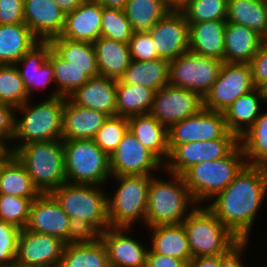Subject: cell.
<instances>
[{
	"label": "cell",
	"mask_w": 267,
	"mask_h": 267,
	"mask_svg": "<svg viewBox=\"0 0 267 267\" xmlns=\"http://www.w3.org/2000/svg\"><path fill=\"white\" fill-rule=\"evenodd\" d=\"M266 195L267 167L246 164L223 191L208 201L211 203L204 205L240 241H249Z\"/></svg>",
	"instance_id": "1"
},
{
	"label": "cell",
	"mask_w": 267,
	"mask_h": 267,
	"mask_svg": "<svg viewBox=\"0 0 267 267\" xmlns=\"http://www.w3.org/2000/svg\"><path fill=\"white\" fill-rule=\"evenodd\" d=\"M32 102L29 99L25 104L15 109L12 154L24 144L62 140L65 97H46L40 102H35L37 104ZM17 112L22 114V118Z\"/></svg>",
	"instance_id": "2"
},
{
	"label": "cell",
	"mask_w": 267,
	"mask_h": 267,
	"mask_svg": "<svg viewBox=\"0 0 267 267\" xmlns=\"http://www.w3.org/2000/svg\"><path fill=\"white\" fill-rule=\"evenodd\" d=\"M166 173L170 179L166 180L157 175L151 177L147 198L146 228L180 224L198 206L186 187L182 175Z\"/></svg>",
	"instance_id": "3"
},
{
	"label": "cell",
	"mask_w": 267,
	"mask_h": 267,
	"mask_svg": "<svg viewBox=\"0 0 267 267\" xmlns=\"http://www.w3.org/2000/svg\"><path fill=\"white\" fill-rule=\"evenodd\" d=\"M245 165L243 150L238 144L224 158L195 164L182 177L194 201L204 205L223 191Z\"/></svg>",
	"instance_id": "4"
},
{
	"label": "cell",
	"mask_w": 267,
	"mask_h": 267,
	"mask_svg": "<svg viewBox=\"0 0 267 267\" xmlns=\"http://www.w3.org/2000/svg\"><path fill=\"white\" fill-rule=\"evenodd\" d=\"M13 154L41 193H51L66 183L63 140L24 144Z\"/></svg>",
	"instance_id": "5"
},
{
	"label": "cell",
	"mask_w": 267,
	"mask_h": 267,
	"mask_svg": "<svg viewBox=\"0 0 267 267\" xmlns=\"http://www.w3.org/2000/svg\"><path fill=\"white\" fill-rule=\"evenodd\" d=\"M154 175H112L116 191L107 196L110 227L132 228L136 222L145 225L148 190ZM113 196V197H112Z\"/></svg>",
	"instance_id": "6"
},
{
	"label": "cell",
	"mask_w": 267,
	"mask_h": 267,
	"mask_svg": "<svg viewBox=\"0 0 267 267\" xmlns=\"http://www.w3.org/2000/svg\"><path fill=\"white\" fill-rule=\"evenodd\" d=\"M182 225L192 258L224 255L240 241L206 205H198Z\"/></svg>",
	"instance_id": "7"
},
{
	"label": "cell",
	"mask_w": 267,
	"mask_h": 267,
	"mask_svg": "<svg viewBox=\"0 0 267 267\" xmlns=\"http://www.w3.org/2000/svg\"><path fill=\"white\" fill-rule=\"evenodd\" d=\"M66 182L106 186L112 174L110 158L93 139L63 141Z\"/></svg>",
	"instance_id": "8"
},
{
	"label": "cell",
	"mask_w": 267,
	"mask_h": 267,
	"mask_svg": "<svg viewBox=\"0 0 267 267\" xmlns=\"http://www.w3.org/2000/svg\"><path fill=\"white\" fill-rule=\"evenodd\" d=\"M105 186L64 183L51 194L69 218L89 222L100 234L110 227Z\"/></svg>",
	"instance_id": "9"
},
{
	"label": "cell",
	"mask_w": 267,
	"mask_h": 267,
	"mask_svg": "<svg viewBox=\"0 0 267 267\" xmlns=\"http://www.w3.org/2000/svg\"><path fill=\"white\" fill-rule=\"evenodd\" d=\"M223 61L188 51L169 61V85L198 93L202 98L217 80Z\"/></svg>",
	"instance_id": "10"
},
{
	"label": "cell",
	"mask_w": 267,
	"mask_h": 267,
	"mask_svg": "<svg viewBox=\"0 0 267 267\" xmlns=\"http://www.w3.org/2000/svg\"><path fill=\"white\" fill-rule=\"evenodd\" d=\"M238 144L239 139L228 131L220 139L168 145L169 156L164 164V171L182 175L195 164L224 158Z\"/></svg>",
	"instance_id": "11"
},
{
	"label": "cell",
	"mask_w": 267,
	"mask_h": 267,
	"mask_svg": "<svg viewBox=\"0 0 267 267\" xmlns=\"http://www.w3.org/2000/svg\"><path fill=\"white\" fill-rule=\"evenodd\" d=\"M254 88L249 64L223 62L217 80L203 98V108L224 112L236 99Z\"/></svg>",
	"instance_id": "12"
},
{
	"label": "cell",
	"mask_w": 267,
	"mask_h": 267,
	"mask_svg": "<svg viewBox=\"0 0 267 267\" xmlns=\"http://www.w3.org/2000/svg\"><path fill=\"white\" fill-rule=\"evenodd\" d=\"M203 108V98L196 92L166 85L154 93L150 114L167 129Z\"/></svg>",
	"instance_id": "13"
},
{
	"label": "cell",
	"mask_w": 267,
	"mask_h": 267,
	"mask_svg": "<svg viewBox=\"0 0 267 267\" xmlns=\"http://www.w3.org/2000/svg\"><path fill=\"white\" fill-rule=\"evenodd\" d=\"M228 131L223 112L202 108L168 128V145L220 139Z\"/></svg>",
	"instance_id": "14"
},
{
	"label": "cell",
	"mask_w": 267,
	"mask_h": 267,
	"mask_svg": "<svg viewBox=\"0 0 267 267\" xmlns=\"http://www.w3.org/2000/svg\"><path fill=\"white\" fill-rule=\"evenodd\" d=\"M109 158L112 175H153L164 167L129 129Z\"/></svg>",
	"instance_id": "15"
},
{
	"label": "cell",
	"mask_w": 267,
	"mask_h": 267,
	"mask_svg": "<svg viewBox=\"0 0 267 267\" xmlns=\"http://www.w3.org/2000/svg\"><path fill=\"white\" fill-rule=\"evenodd\" d=\"M65 242L52 235L21 229L16 261L36 267H59Z\"/></svg>",
	"instance_id": "16"
},
{
	"label": "cell",
	"mask_w": 267,
	"mask_h": 267,
	"mask_svg": "<svg viewBox=\"0 0 267 267\" xmlns=\"http://www.w3.org/2000/svg\"><path fill=\"white\" fill-rule=\"evenodd\" d=\"M148 33L160 58L170 61L189 51V24L181 11L170 10Z\"/></svg>",
	"instance_id": "17"
},
{
	"label": "cell",
	"mask_w": 267,
	"mask_h": 267,
	"mask_svg": "<svg viewBox=\"0 0 267 267\" xmlns=\"http://www.w3.org/2000/svg\"><path fill=\"white\" fill-rule=\"evenodd\" d=\"M131 229L109 227L100 234L110 267H146L149 245L128 235Z\"/></svg>",
	"instance_id": "18"
},
{
	"label": "cell",
	"mask_w": 267,
	"mask_h": 267,
	"mask_svg": "<svg viewBox=\"0 0 267 267\" xmlns=\"http://www.w3.org/2000/svg\"><path fill=\"white\" fill-rule=\"evenodd\" d=\"M69 219L51 193H41L31 203L29 218L24 229L52 235L66 244Z\"/></svg>",
	"instance_id": "19"
},
{
	"label": "cell",
	"mask_w": 267,
	"mask_h": 267,
	"mask_svg": "<svg viewBox=\"0 0 267 267\" xmlns=\"http://www.w3.org/2000/svg\"><path fill=\"white\" fill-rule=\"evenodd\" d=\"M50 50L51 44L49 42H39L15 64L31 99L36 95L34 94L36 90L40 89L44 92L42 89L47 91L49 85L55 84L54 69L48 61Z\"/></svg>",
	"instance_id": "20"
},
{
	"label": "cell",
	"mask_w": 267,
	"mask_h": 267,
	"mask_svg": "<svg viewBox=\"0 0 267 267\" xmlns=\"http://www.w3.org/2000/svg\"><path fill=\"white\" fill-rule=\"evenodd\" d=\"M24 20L40 42H49L61 35L65 13L54 0H24Z\"/></svg>",
	"instance_id": "21"
},
{
	"label": "cell",
	"mask_w": 267,
	"mask_h": 267,
	"mask_svg": "<svg viewBox=\"0 0 267 267\" xmlns=\"http://www.w3.org/2000/svg\"><path fill=\"white\" fill-rule=\"evenodd\" d=\"M102 12L101 4L85 0L77 9L65 14V25L60 37L94 43L100 37Z\"/></svg>",
	"instance_id": "22"
},
{
	"label": "cell",
	"mask_w": 267,
	"mask_h": 267,
	"mask_svg": "<svg viewBox=\"0 0 267 267\" xmlns=\"http://www.w3.org/2000/svg\"><path fill=\"white\" fill-rule=\"evenodd\" d=\"M108 117L103 112L78 106L65 97L62 140L93 139Z\"/></svg>",
	"instance_id": "23"
},
{
	"label": "cell",
	"mask_w": 267,
	"mask_h": 267,
	"mask_svg": "<svg viewBox=\"0 0 267 267\" xmlns=\"http://www.w3.org/2000/svg\"><path fill=\"white\" fill-rule=\"evenodd\" d=\"M116 87V79L97 76L90 78L68 98L78 106L103 112L109 117L116 116Z\"/></svg>",
	"instance_id": "24"
},
{
	"label": "cell",
	"mask_w": 267,
	"mask_h": 267,
	"mask_svg": "<svg viewBox=\"0 0 267 267\" xmlns=\"http://www.w3.org/2000/svg\"><path fill=\"white\" fill-rule=\"evenodd\" d=\"M226 20L189 24V51L224 62Z\"/></svg>",
	"instance_id": "25"
},
{
	"label": "cell",
	"mask_w": 267,
	"mask_h": 267,
	"mask_svg": "<svg viewBox=\"0 0 267 267\" xmlns=\"http://www.w3.org/2000/svg\"><path fill=\"white\" fill-rule=\"evenodd\" d=\"M224 62L249 64L264 43L263 37L250 28L227 22L224 33Z\"/></svg>",
	"instance_id": "26"
},
{
	"label": "cell",
	"mask_w": 267,
	"mask_h": 267,
	"mask_svg": "<svg viewBox=\"0 0 267 267\" xmlns=\"http://www.w3.org/2000/svg\"><path fill=\"white\" fill-rule=\"evenodd\" d=\"M129 130L163 165L169 156L168 129L150 113L127 118Z\"/></svg>",
	"instance_id": "27"
},
{
	"label": "cell",
	"mask_w": 267,
	"mask_h": 267,
	"mask_svg": "<svg viewBox=\"0 0 267 267\" xmlns=\"http://www.w3.org/2000/svg\"><path fill=\"white\" fill-rule=\"evenodd\" d=\"M0 194L23 198H37L41 194L25 166L9 152L0 160Z\"/></svg>",
	"instance_id": "28"
},
{
	"label": "cell",
	"mask_w": 267,
	"mask_h": 267,
	"mask_svg": "<svg viewBox=\"0 0 267 267\" xmlns=\"http://www.w3.org/2000/svg\"><path fill=\"white\" fill-rule=\"evenodd\" d=\"M147 228L152 234L149 238L151 239L149 248L154 253L182 259L187 264L190 262L191 250L182 223Z\"/></svg>",
	"instance_id": "29"
},
{
	"label": "cell",
	"mask_w": 267,
	"mask_h": 267,
	"mask_svg": "<svg viewBox=\"0 0 267 267\" xmlns=\"http://www.w3.org/2000/svg\"><path fill=\"white\" fill-rule=\"evenodd\" d=\"M263 104L265 103L256 87L236 99L223 112L229 132L238 139L243 136L259 117Z\"/></svg>",
	"instance_id": "30"
},
{
	"label": "cell",
	"mask_w": 267,
	"mask_h": 267,
	"mask_svg": "<svg viewBox=\"0 0 267 267\" xmlns=\"http://www.w3.org/2000/svg\"><path fill=\"white\" fill-rule=\"evenodd\" d=\"M39 42L25 23L0 24V65H15Z\"/></svg>",
	"instance_id": "31"
},
{
	"label": "cell",
	"mask_w": 267,
	"mask_h": 267,
	"mask_svg": "<svg viewBox=\"0 0 267 267\" xmlns=\"http://www.w3.org/2000/svg\"><path fill=\"white\" fill-rule=\"evenodd\" d=\"M118 80L123 84L140 85L156 92L169 84V61L163 58L149 61L131 60Z\"/></svg>",
	"instance_id": "32"
},
{
	"label": "cell",
	"mask_w": 267,
	"mask_h": 267,
	"mask_svg": "<svg viewBox=\"0 0 267 267\" xmlns=\"http://www.w3.org/2000/svg\"><path fill=\"white\" fill-rule=\"evenodd\" d=\"M93 44L100 76L118 80L131 62L128 44L105 37Z\"/></svg>",
	"instance_id": "33"
},
{
	"label": "cell",
	"mask_w": 267,
	"mask_h": 267,
	"mask_svg": "<svg viewBox=\"0 0 267 267\" xmlns=\"http://www.w3.org/2000/svg\"><path fill=\"white\" fill-rule=\"evenodd\" d=\"M49 43L62 59L76 68L84 69L90 78L100 76L93 43L73 41L60 36L51 39Z\"/></svg>",
	"instance_id": "34"
},
{
	"label": "cell",
	"mask_w": 267,
	"mask_h": 267,
	"mask_svg": "<svg viewBox=\"0 0 267 267\" xmlns=\"http://www.w3.org/2000/svg\"><path fill=\"white\" fill-rule=\"evenodd\" d=\"M226 21L246 26L264 38L267 31V1L228 0Z\"/></svg>",
	"instance_id": "35"
},
{
	"label": "cell",
	"mask_w": 267,
	"mask_h": 267,
	"mask_svg": "<svg viewBox=\"0 0 267 267\" xmlns=\"http://www.w3.org/2000/svg\"><path fill=\"white\" fill-rule=\"evenodd\" d=\"M155 91L140 85L123 84L117 80L116 115L132 117L150 113Z\"/></svg>",
	"instance_id": "36"
},
{
	"label": "cell",
	"mask_w": 267,
	"mask_h": 267,
	"mask_svg": "<svg viewBox=\"0 0 267 267\" xmlns=\"http://www.w3.org/2000/svg\"><path fill=\"white\" fill-rule=\"evenodd\" d=\"M48 61L54 69V82L56 88L50 91L51 97H68L77 88L83 86L90 80V77L82 68L70 65V62L62 59L52 48L48 55Z\"/></svg>",
	"instance_id": "37"
},
{
	"label": "cell",
	"mask_w": 267,
	"mask_h": 267,
	"mask_svg": "<svg viewBox=\"0 0 267 267\" xmlns=\"http://www.w3.org/2000/svg\"><path fill=\"white\" fill-rule=\"evenodd\" d=\"M247 165L267 167V111L239 138Z\"/></svg>",
	"instance_id": "38"
},
{
	"label": "cell",
	"mask_w": 267,
	"mask_h": 267,
	"mask_svg": "<svg viewBox=\"0 0 267 267\" xmlns=\"http://www.w3.org/2000/svg\"><path fill=\"white\" fill-rule=\"evenodd\" d=\"M59 267H110L105 245L99 238L88 244H66Z\"/></svg>",
	"instance_id": "39"
},
{
	"label": "cell",
	"mask_w": 267,
	"mask_h": 267,
	"mask_svg": "<svg viewBox=\"0 0 267 267\" xmlns=\"http://www.w3.org/2000/svg\"><path fill=\"white\" fill-rule=\"evenodd\" d=\"M124 11L133 32H148L170 9L162 0H128Z\"/></svg>",
	"instance_id": "40"
},
{
	"label": "cell",
	"mask_w": 267,
	"mask_h": 267,
	"mask_svg": "<svg viewBox=\"0 0 267 267\" xmlns=\"http://www.w3.org/2000/svg\"><path fill=\"white\" fill-rule=\"evenodd\" d=\"M29 99L20 73L15 65H0V103L14 109L25 104Z\"/></svg>",
	"instance_id": "41"
},
{
	"label": "cell",
	"mask_w": 267,
	"mask_h": 267,
	"mask_svg": "<svg viewBox=\"0 0 267 267\" xmlns=\"http://www.w3.org/2000/svg\"><path fill=\"white\" fill-rule=\"evenodd\" d=\"M228 0H188L180 10L188 24L226 20Z\"/></svg>",
	"instance_id": "42"
},
{
	"label": "cell",
	"mask_w": 267,
	"mask_h": 267,
	"mask_svg": "<svg viewBox=\"0 0 267 267\" xmlns=\"http://www.w3.org/2000/svg\"><path fill=\"white\" fill-rule=\"evenodd\" d=\"M133 33L124 10L103 7L100 37L128 44Z\"/></svg>",
	"instance_id": "43"
},
{
	"label": "cell",
	"mask_w": 267,
	"mask_h": 267,
	"mask_svg": "<svg viewBox=\"0 0 267 267\" xmlns=\"http://www.w3.org/2000/svg\"><path fill=\"white\" fill-rule=\"evenodd\" d=\"M129 129L128 119L121 116L108 117L95 134L93 141L109 157L116 150Z\"/></svg>",
	"instance_id": "44"
},
{
	"label": "cell",
	"mask_w": 267,
	"mask_h": 267,
	"mask_svg": "<svg viewBox=\"0 0 267 267\" xmlns=\"http://www.w3.org/2000/svg\"><path fill=\"white\" fill-rule=\"evenodd\" d=\"M34 199L0 194V220L24 229Z\"/></svg>",
	"instance_id": "45"
},
{
	"label": "cell",
	"mask_w": 267,
	"mask_h": 267,
	"mask_svg": "<svg viewBox=\"0 0 267 267\" xmlns=\"http://www.w3.org/2000/svg\"><path fill=\"white\" fill-rule=\"evenodd\" d=\"M20 231L19 227L0 220V267H9L16 261Z\"/></svg>",
	"instance_id": "46"
},
{
	"label": "cell",
	"mask_w": 267,
	"mask_h": 267,
	"mask_svg": "<svg viewBox=\"0 0 267 267\" xmlns=\"http://www.w3.org/2000/svg\"><path fill=\"white\" fill-rule=\"evenodd\" d=\"M128 46L131 60L149 61L160 58L148 32H134Z\"/></svg>",
	"instance_id": "47"
},
{
	"label": "cell",
	"mask_w": 267,
	"mask_h": 267,
	"mask_svg": "<svg viewBox=\"0 0 267 267\" xmlns=\"http://www.w3.org/2000/svg\"><path fill=\"white\" fill-rule=\"evenodd\" d=\"M68 225L66 244H88L96 242L100 238V233L89 222L81 218H70Z\"/></svg>",
	"instance_id": "48"
},
{
	"label": "cell",
	"mask_w": 267,
	"mask_h": 267,
	"mask_svg": "<svg viewBox=\"0 0 267 267\" xmlns=\"http://www.w3.org/2000/svg\"><path fill=\"white\" fill-rule=\"evenodd\" d=\"M14 123L15 109L10 105L0 103V145L9 153H11L10 144L14 137Z\"/></svg>",
	"instance_id": "49"
},
{
	"label": "cell",
	"mask_w": 267,
	"mask_h": 267,
	"mask_svg": "<svg viewBox=\"0 0 267 267\" xmlns=\"http://www.w3.org/2000/svg\"><path fill=\"white\" fill-rule=\"evenodd\" d=\"M25 23L24 0H0V24Z\"/></svg>",
	"instance_id": "50"
},
{
	"label": "cell",
	"mask_w": 267,
	"mask_h": 267,
	"mask_svg": "<svg viewBox=\"0 0 267 267\" xmlns=\"http://www.w3.org/2000/svg\"><path fill=\"white\" fill-rule=\"evenodd\" d=\"M252 82L257 88L267 80V43L264 42L249 63Z\"/></svg>",
	"instance_id": "51"
},
{
	"label": "cell",
	"mask_w": 267,
	"mask_h": 267,
	"mask_svg": "<svg viewBox=\"0 0 267 267\" xmlns=\"http://www.w3.org/2000/svg\"><path fill=\"white\" fill-rule=\"evenodd\" d=\"M249 241H239L226 254L219 256V267H245L243 264L244 252L249 246Z\"/></svg>",
	"instance_id": "52"
},
{
	"label": "cell",
	"mask_w": 267,
	"mask_h": 267,
	"mask_svg": "<svg viewBox=\"0 0 267 267\" xmlns=\"http://www.w3.org/2000/svg\"><path fill=\"white\" fill-rule=\"evenodd\" d=\"M146 267H188V264L182 259L154 253L149 248Z\"/></svg>",
	"instance_id": "53"
},
{
	"label": "cell",
	"mask_w": 267,
	"mask_h": 267,
	"mask_svg": "<svg viewBox=\"0 0 267 267\" xmlns=\"http://www.w3.org/2000/svg\"><path fill=\"white\" fill-rule=\"evenodd\" d=\"M188 267H219V256L192 258L188 263Z\"/></svg>",
	"instance_id": "54"
},
{
	"label": "cell",
	"mask_w": 267,
	"mask_h": 267,
	"mask_svg": "<svg viewBox=\"0 0 267 267\" xmlns=\"http://www.w3.org/2000/svg\"><path fill=\"white\" fill-rule=\"evenodd\" d=\"M58 7L65 13L77 9L85 0H54Z\"/></svg>",
	"instance_id": "55"
},
{
	"label": "cell",
	"mask_w": 267,
	"mask_h": 267,
	"mask_svg": "<svg viewBox=\"0 0 267 267\" xmlns=\"http://www.w3.org/2000/svg\"><path fill=\"white\" fill-rule=\"evenodd\" d=\"M106 8H114L124 10L128 0H94Z\"/></svg>",
	"instance_id": "56"
},
{
	"label": "cell",
	"mask_w": 267,
	"mask_h": 267,
	"mask_svg": "<svg viewBox=\"0 0 267 267\" xmlns=\"http://www.w3.org/2000/svg\"><path fill=\"white\" fill-rule=\"evenodd\" d=\"M162 1L170 10L180 11L188 0H162Z\"/></svg>",
	"instance_id": "57"
},
{
	"label": "cell",
	"mask_w": 267,
	"mask_h": 267,
	"mask_svg": "<svg viewBox=\"0 0 267 267\" xmlns=\"http://www.w3.org/2000/svg\"><path fill=\"white\" fill-rule=\"evenodd\" d=\"M257 89L259 90L260 96L266 105V103H267V80L265 82L261 83L257 87Z\"/></svg>",
	"instance_id": "58"
},
{
	"label": "cell",
	"mask_w": 267,
	"mask_h": 267,
	"mask_svg": "<svg viewBox=\"0 0 267 267\" xmlns=\"http://www.w3.org/2000/svg\"><path fill=\"white\" fill-rule=\"evenodd\" d=\"M9 267H36V266H27V265H22V264H19L17 262H14Z\"/></svg>",
	"instance_id": "59"
},
{
	"label": "cell",
	"mask_w": 267,
	"mask_h": 267,
	"mask_svg": "<svg viewBox=\"0 0 267 267\" xmlns=\"http://www.w3.org/2000/svg\"><path fill=\"white\" fill-rule=\"evenodd\" d=\"M8 151H6L1 145H0V158H3Z\"/></svg>",
	"instance_id": "60"
},
{
	"label": "cell",
	"mask_w": 267,
	"mask_h": 267,
	"mask_svg": "<svg viewBox=\"0 0 267 267\" xmlns=\"http://www.w3.org/2000/svg\"><path fill=\"white\" fill-rule=\"evenodd\" d=\"M263 40H264V42L267 43V31H266V35H265V37L263 38Z\"/></svg>",
	"instance_id": "61"
}]
</instances>
